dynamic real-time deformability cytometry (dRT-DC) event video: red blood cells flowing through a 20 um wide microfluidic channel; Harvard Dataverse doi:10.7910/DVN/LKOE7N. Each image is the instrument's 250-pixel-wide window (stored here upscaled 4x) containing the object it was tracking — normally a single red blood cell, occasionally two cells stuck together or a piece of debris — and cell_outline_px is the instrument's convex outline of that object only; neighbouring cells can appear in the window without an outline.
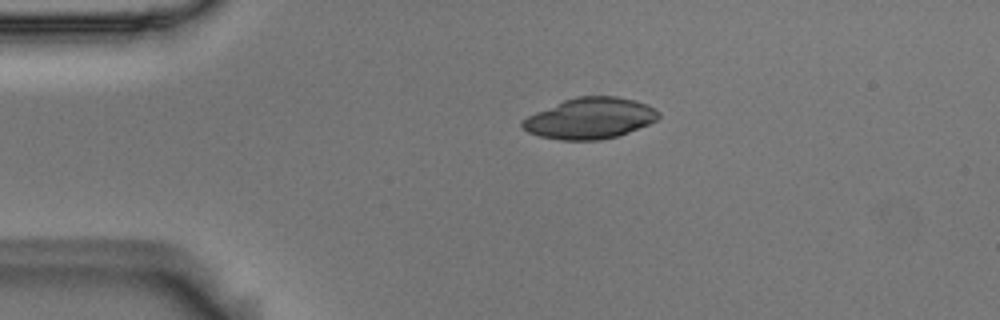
{"species": "Egyptian fruit bat (a non-hibernating species)", "species_latin": "Rousettus aegyptiacus", "temperature_condition": "room temperature", "stored_images_in_passage": 15, "camera_frame_rate_fps": 3000, "um_per_image_px": 0.085, "animal": {"sex": "male"}, "frame": {"image": 1, "passage_image": 1, "time_ms": 0.0, "image_size_px": [1000, 320], "cell_outline_px": [[660, 116], [656, 120], [648, 124], [628, 132], [616, 136], [600, 140], [560, 140], [540, 136], [528, 132], [520, 124], [520, 120], [536, 112], [564, 100], [576, 96], [616, 96], [636, 100], [648, 104], [656, 108], [660, 112]], "centroid_in_image_um": [50.17, 10.05], "position_along_channel_um": 34.8, "area_um2": 32.54}}